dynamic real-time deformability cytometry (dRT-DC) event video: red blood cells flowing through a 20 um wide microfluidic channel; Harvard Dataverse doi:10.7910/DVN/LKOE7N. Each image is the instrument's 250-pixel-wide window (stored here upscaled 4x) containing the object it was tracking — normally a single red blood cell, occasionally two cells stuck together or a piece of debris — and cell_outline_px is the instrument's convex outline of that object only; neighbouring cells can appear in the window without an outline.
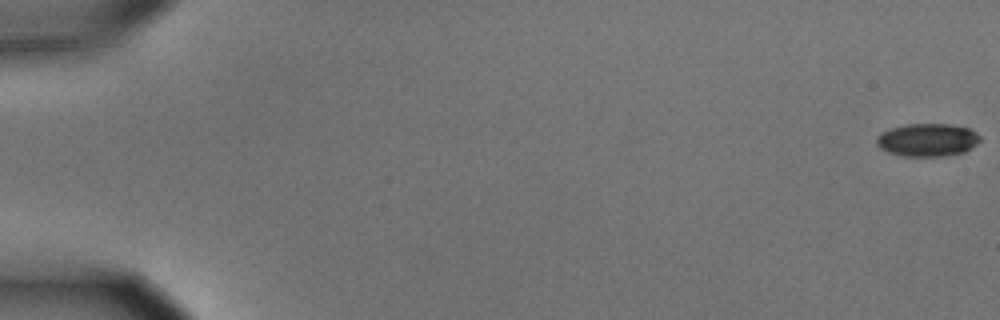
{"species": "common noctule bat (a hibernating species)", "species_latin": "Nyctalus noctula", "temperature_condition": "cold", "stored_images_in_passage": 55, "camera_frame_rate_fps": 3000, "um_per_image_px": 0.085, "animal": {"sex": "male", "body_mass_g": 15.6}, "frame": {"image": 1, "passage_image": 1, "time_ms": 0.0, "image_size_px": [1000, 320], "cell_outline_px": [[980, 140], [976, 144], [964, 152], [944, 156], [904, 156], [888, 152], [880, 148], [876, 144], [876, 136], [892, 128], [904, 124], [948, 124], [968, 128], [976, 132], [980, 136]], "centroid_in_image_um": [78.83, 11.89], "position_along_channel_um": 6.2, "area_um2": 19.77}}
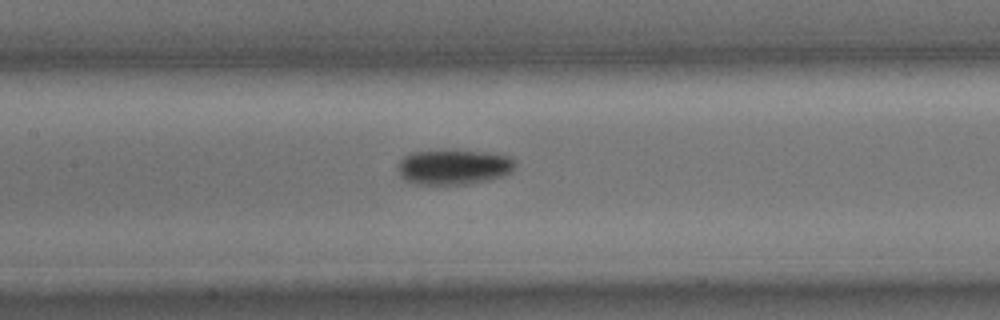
{"frame": {"image": 2, "passage_image": 28, "time_ms": 9.0, "image_size_px": [1000, 320], "cell_outline_px": [[516, 164], [512, 172], [504, 176], [488, 180], [468, 184], [416, 184], [400, 176], [396, 164], [404, 156], [412, 152], [452, 148], [484, 152], [508, 156], [516, 160]], "centroid_in_image_um": [38.57, 14.16], "position_along_channel_um": 168.8, "area_um2": 24.62}}
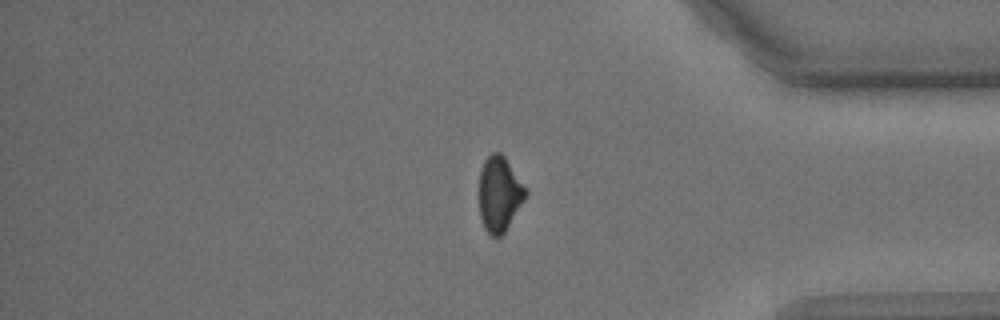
{"frame": {"image": 3, "passage_image": 48, "time_ms": 15.667, "image_size_px": [1000, 320], "cell_outline_px": [[528, 192], [524, 200], [504, 232], [500, 236], [492, 236], [484, 228], [480, 216], [480, 168], [484, 160], [492, 152], [500, 152], [504, 156]], "centroid_in_image_um": [42.43, 16.47], "position_along_channel_um": 392.8, "area_um2": 19.94}}